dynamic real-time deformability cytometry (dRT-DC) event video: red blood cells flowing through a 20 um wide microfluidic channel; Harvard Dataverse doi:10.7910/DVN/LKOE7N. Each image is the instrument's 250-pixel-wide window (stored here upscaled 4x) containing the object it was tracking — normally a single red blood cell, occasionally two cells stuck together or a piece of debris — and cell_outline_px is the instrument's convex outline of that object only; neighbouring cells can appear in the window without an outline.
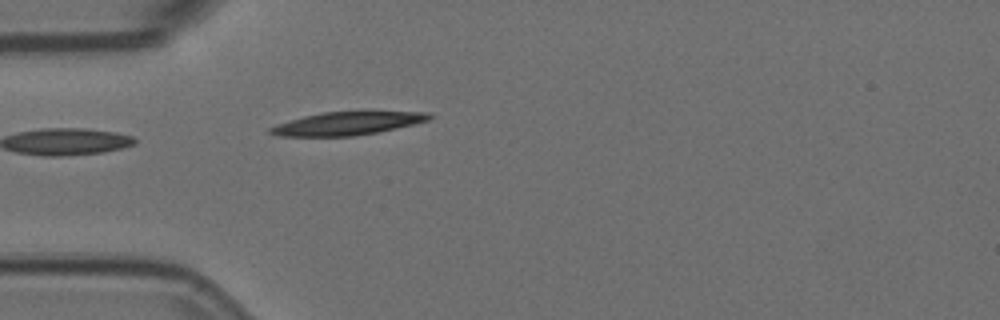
{"species": "Egyptian fruit bat (a non-hibernating species)", "species_latin": "Rousettus aegyptiacus", "temperature_condition": "room temperature", "stored_images_in_passage": 2, "camera_frame_rate_fps": 3000, "um_per_image_px": 0.085, "animal": {"sex": "female"}, "frame": {"image": 1, "passage_image": 2, "time_ms": 0.333, "image_size_px": [1000, 320], "cell_outline_px": [[436, 116], [428, 120], [396, 128], [376, 132], [352, 136], [280, 136], [268, 132], [268, 128], [276, 124], [304, 116], [324, 112], [432, 112]], "centroid_in_image_um": [29.52, 10.49], "position_along_channel_um": 55.5, "area_um2": 21.15}}